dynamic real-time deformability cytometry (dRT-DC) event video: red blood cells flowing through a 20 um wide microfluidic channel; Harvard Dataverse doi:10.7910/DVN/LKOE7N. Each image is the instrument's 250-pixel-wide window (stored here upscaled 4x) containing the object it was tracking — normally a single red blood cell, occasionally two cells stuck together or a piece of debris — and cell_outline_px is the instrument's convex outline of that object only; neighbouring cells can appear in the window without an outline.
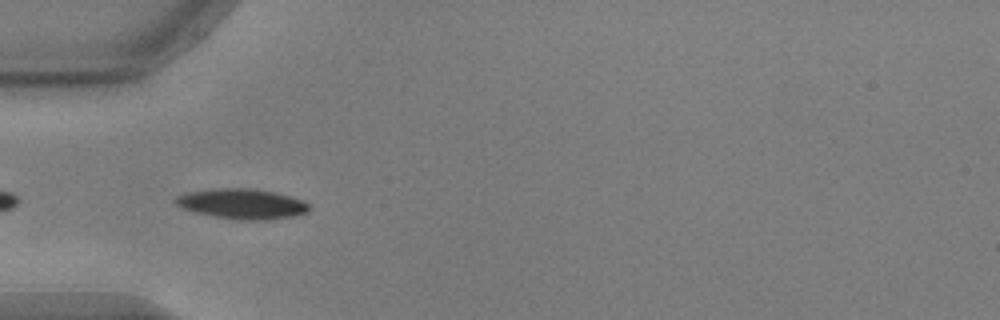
{"species": "common noctule bat (a hibernating species)", "species_latin": "Nyctalus noctula", "temperature_condition": "warm", "stored_images_in_passage": 25, "camera_frame_rate_fps": 3000, "um_per_image_px": 0.085, "animal": {"sex": "male", "body_mass_g": 17.9, "forearm_length_mm": 54.2}, "frame": {"image": 1, "passage_image": 2, "time_ms": 0.333, "image_size_px": [1000, 320], "cell_outline_px": [[308, 212], [292, 216], [264, 220], [236, 220], [196, 212], [184, 208], [176, 204], [176, 196], [188, 192], [212, 188], [252, 188], [276, 192], [304, 200], [308, 204]], "centroid_in_image_um": [20.6, 17.31], "position_along_channel_um": 64.4, "area_um2": 23.35}}
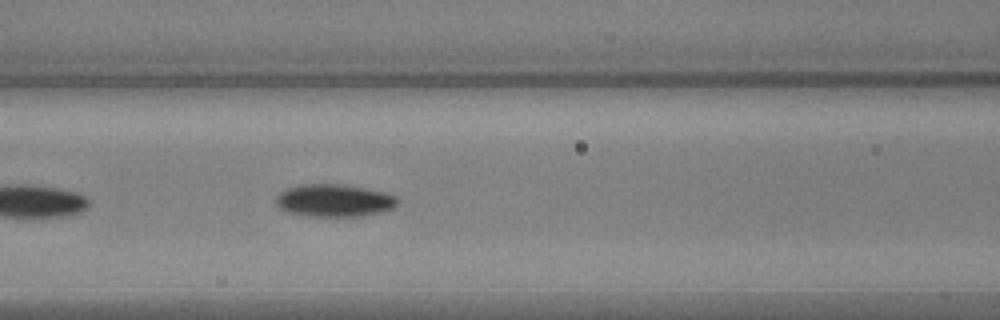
{"frame": {"image": 2, "passage_image": 8, "time_ms": 2.333, "image_size_px": [1000, 320], "cell_outline_px": [[400, 204], [392, 208], [380, 212], [360, 216], [316, 216], [288, 212], [280, 208], [276, 204], [276, 196], [280, 192], [288, 188], [300, 184], [344, 184], [384, 192], [396, 196], [400, 200]], "centroid_in_image_um": [28.44, 17.03], "position_along_channel_um": 138.2, "area_um2": 23.0}}
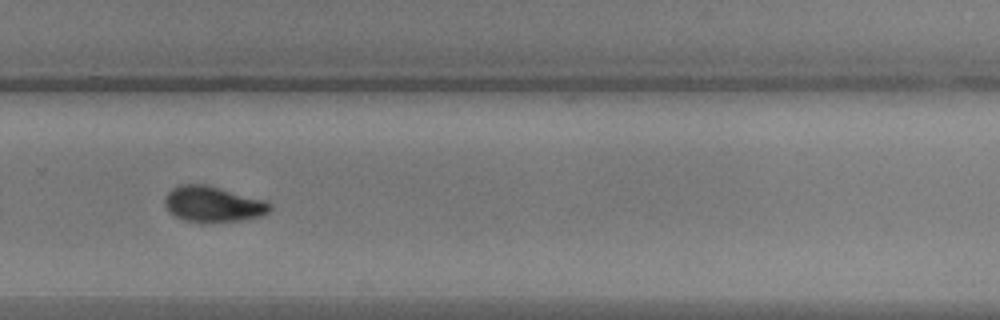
{"frame": {"image": 3, "passage_image": 22, "time_ms": 7.0, "image_size_px": [1000, 320], "cell_outline_px": [[272, 208], [264, 216], [240, 220], [184, 220], [168, 212], [164, 204], [164, 196], [172, 188], [180, 184], [208, 184], [268, 200], [272, 204]], "centroid_in_image_um": [18.14, 17.3], "position_along_channel_um": 311.7, "area_um2": 21.91}}